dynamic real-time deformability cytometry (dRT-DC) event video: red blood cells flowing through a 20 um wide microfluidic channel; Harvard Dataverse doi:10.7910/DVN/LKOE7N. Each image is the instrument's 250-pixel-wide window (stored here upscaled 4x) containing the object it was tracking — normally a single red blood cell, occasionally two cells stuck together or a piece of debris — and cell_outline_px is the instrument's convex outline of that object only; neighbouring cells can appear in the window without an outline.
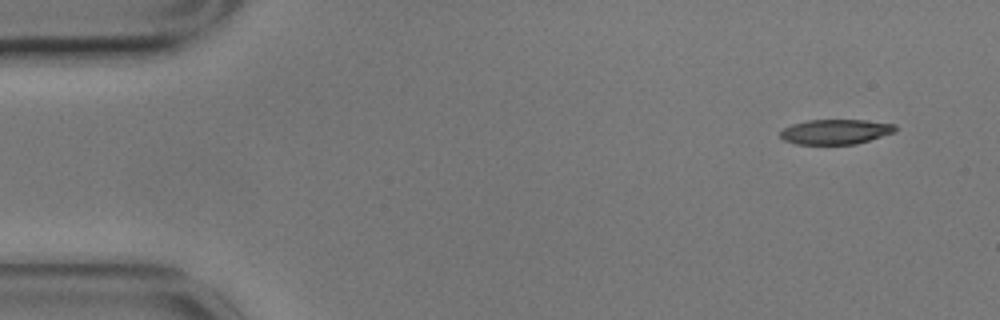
{"species": "common noctule bat (a hibernating species)", "species_latin": "Nyctalus noctula", "temperature_condition": "cold", "stored_images_in_passage": 13, "camera_frame_rate_fps": 3000, "um_per_image_px": 0.085, "animal": {"sex": "male", "body_mass_g": 17.9}, "frame": {"image": 1, "passage_image": 1, "time_ms": 0.0, "image_size_px": [1000, 320], "cell_outline_px": [[896, 132], [856, 144], [796, 144], [784, 140], [780, 136], [780, 132], [784, 128], [792, 124], [808, 120], [864, 120], [896, 124]], "centroid_in_image_um": [71.04, 11.2], "position_along_channel_um": 14.0, "area_um2": 16.7}}
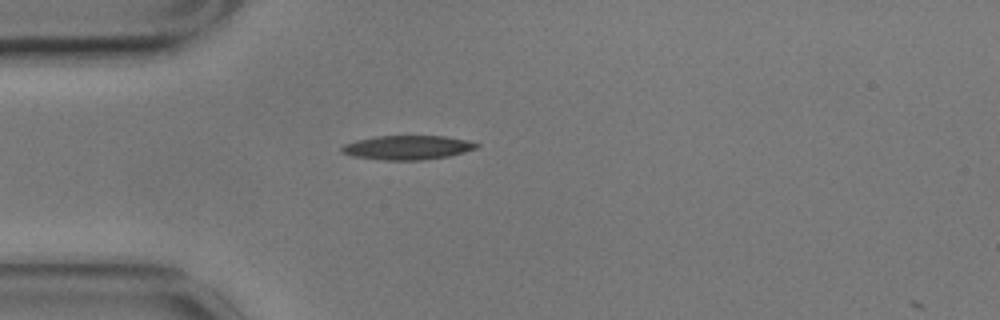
{"frame": {"image": 2, "passage_image": 12, "time_ms": 3.667, "image_size_px": [1000, 320], "cell_outline_px": [[480, 144], [476, 148], [464, 152], [448, 156], [420, 160], [384, 160], [352, 156], [340, 152], [340, 148], [344, 144], [356, 140], [376, 136], [448, 136], [468, 140]], "centroid_in_image_um": [34.62, 12.53], "position_along_channel_um": 50.4, "area_um2": 19.02}}